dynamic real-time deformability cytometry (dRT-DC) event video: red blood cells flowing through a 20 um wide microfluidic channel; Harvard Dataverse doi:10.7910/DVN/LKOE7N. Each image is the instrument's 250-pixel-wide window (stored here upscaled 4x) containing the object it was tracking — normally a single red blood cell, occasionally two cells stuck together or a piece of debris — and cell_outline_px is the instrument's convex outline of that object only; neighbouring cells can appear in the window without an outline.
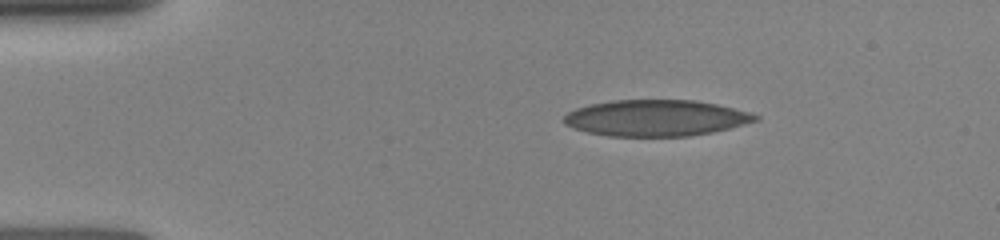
{"species": "human", "species_latin": "Homo sapiens", "temperature_condition": "room temperature", "stored_images_in_passage": 5, "camera_frame_rate_fps": 3000, "um_per_image_px": 0.085, "donor": {"sex": "female"}, "frame": {"image": 1, "passage_image": 1, "time_ms": 0.0, "image_size_px": [1000, 240], "cell_outline_px": [[760, 120], [712, 132], [688, 136], [608, 136], [588, 132], [572, 128], [564, 124], [564, 116], [568, 112], [576, 108], [592, 104], [612, 100], [692, 100], [716, 104], [748, 112], [760, 116]], "centroid_in_image_um": [55.73, 10.03], "position_along_channel_um": 29.3, "area_um2": 40.23}}